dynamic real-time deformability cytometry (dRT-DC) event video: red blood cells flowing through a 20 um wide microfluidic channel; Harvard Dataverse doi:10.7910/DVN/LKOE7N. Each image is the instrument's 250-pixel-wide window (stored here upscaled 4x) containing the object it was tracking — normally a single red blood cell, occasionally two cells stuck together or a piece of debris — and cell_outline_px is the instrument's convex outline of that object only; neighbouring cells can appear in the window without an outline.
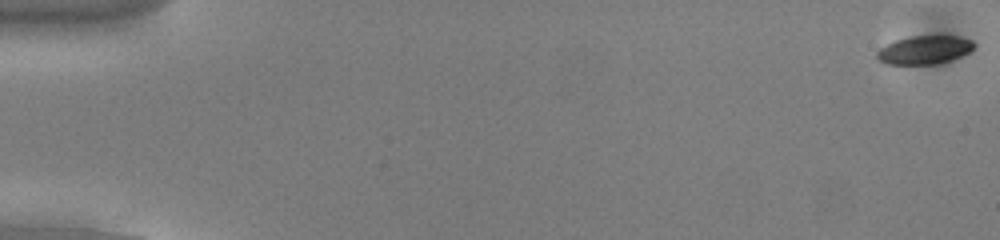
{"species": "common noctule bat (a hibernating species)", "species_latin": "Nyctalus noctula", "temperature_condition": "cold", "stored_images_in_passage": 55, "camera_frame_rate_fps": 3000, "um_per_image_px": 0.085, "animal": {"sex": "male", "body_mass_g": 13.0, "forearm_length_mm": 53.1}, "frame": {"image": 1, "passage_image": 1, "time_ms": 0.0, "image_size_px": [1000, 240], "cell_outline_px": [[976, 44], [968, 52], [960, 56], [936, 64], [888, 64], [880, 60], [876, 56], [876, 52], [880, 48], [896, 40], [912, 36], [960, 36], [972, 40]], "centroid_in_image_um": [78.58, 4.23], "position_along_channel_um": 6.4, "area_um2": 15.84}}
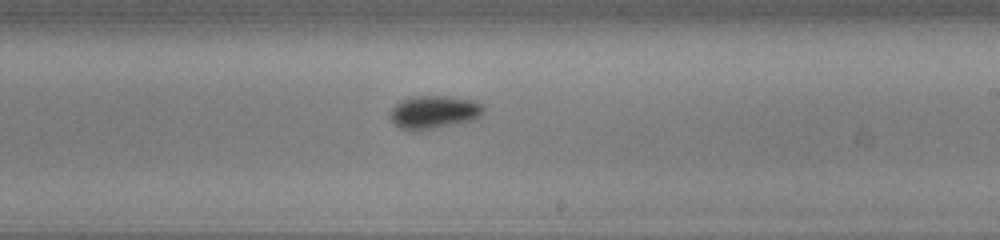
{"frame": {"image": 2, "passage_image": 33, "time_ms": 10.667, "image_size_px": [1000, 240], "cell_outline_px": [[484, 112], [480, 116], [472, 120], [416, 132], [412, 132], [400, 128], [392, 120], [392, 108], [400, 100], [412, 96], [448, 96], [476, 100], [484, 104]], "centroid_in_image_um": [36.92, 9.52], "position_along_channel_um": 252.1, "area_um2": 18.15}}
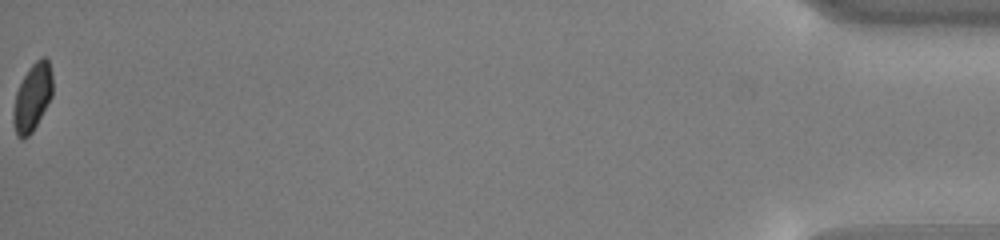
{"frame": {"image": 3, "passage_image": 55, "time_ms": 18.0, "image_size_px": [1000, 240], "cell_outline_px": [[52, 96], [32, 132], [24, 140], [16, 136], [12, 120], [12, 112], [16, 92], [28, 68], [40, 56], [44, 56], [48, 60], [52, 72]], "centroid_in_image_um": [2.74, 8.28], "position_along_channel_um": 432.5, "area_um2": 15.55}, "authors_computed_cell_mechanics": {"area_um2": 16.3574, "velocity_mm_per_s": 3.8164, "shape_relaxation_time_tau1_ms": 3.3377, "shape_relaxation_time_tau2_ms": null, "deformation_change_tau1": 0.0747, "deformation_change_tau2": null}}